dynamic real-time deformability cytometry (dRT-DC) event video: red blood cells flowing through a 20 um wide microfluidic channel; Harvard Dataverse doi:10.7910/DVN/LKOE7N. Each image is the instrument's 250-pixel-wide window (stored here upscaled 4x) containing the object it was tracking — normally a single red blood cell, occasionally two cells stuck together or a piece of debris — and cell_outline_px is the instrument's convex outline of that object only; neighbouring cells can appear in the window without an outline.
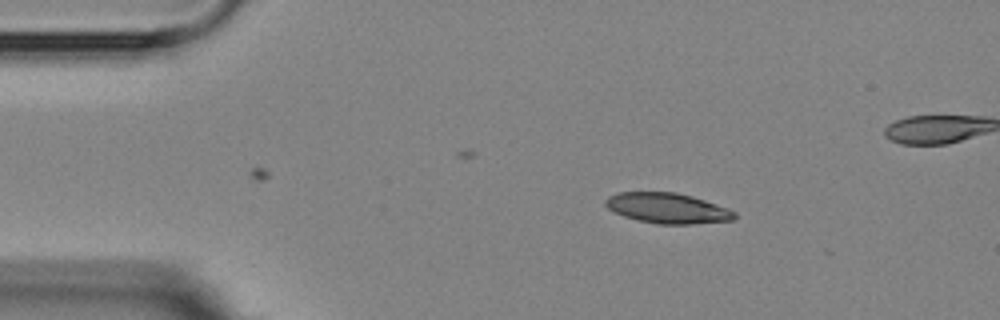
{"species": "Egyptian fruit bat (a non-hibernating species)", "species_latin": "Rousettus aegyptiacus", "temperature_condition": "room temperature", "stored_images_in_passage": 4, "camera_frame_rate_fps": 3000, "um_per_image_px": 0.085, "animal": {"sex": "female"}, "frame": {"image": 1, "passage_image": 2, "time_ms": 1.333, "image_size_px": [1000, 320], "cell_outline_px": [[736, 216], [732, 220], [692, 224], [656, 224], [624, 216], [612, 212], [604, 204], [604, 200], [608, 196], [616, 192], [676, 192], [692, 196], [728, 208], [736, 212]], "centroid_in_image_um": [56.7, 17.69], "position_along_channel_um": 28.3, "area_um2": 22.89}}